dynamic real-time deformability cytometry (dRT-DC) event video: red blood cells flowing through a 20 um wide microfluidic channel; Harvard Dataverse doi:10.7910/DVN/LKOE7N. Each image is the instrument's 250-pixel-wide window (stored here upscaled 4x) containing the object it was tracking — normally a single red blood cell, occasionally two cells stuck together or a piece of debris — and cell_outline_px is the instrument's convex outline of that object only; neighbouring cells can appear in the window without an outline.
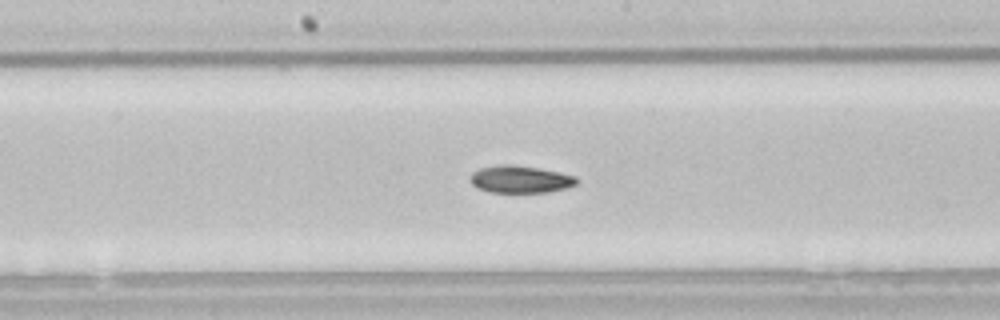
{"species": "common noctule bat (a hibernating species)", "species_latin": "Nyctalus noctula", "temperature_condition": "room temperature", "stored_images_in_passage": 38, "camera_frame_rate_fps": 3000, "um_per_image_px": 0.085, "animal": {"sex": "male", "body_mass_g": 21.5, "forearm_length_mm": 52.0}, "frame": {"image": 1, "passage_image": 27, "time_ms": 8.667, "image_size_px": [1000, 320], "cell_outline_px": [[580, 184], [568, 188], [548, 192], [488, 192], [476, 188], [472, 184], [472, 172], [480, 168], [500, 164], [508, 164], [536, 168], [560, 172], [576, 176], [580, 180]], "centroid_in_image_um": [44.29, 15.25], "position_along_channel_um": 203.9, "area_um2": 17.05}}